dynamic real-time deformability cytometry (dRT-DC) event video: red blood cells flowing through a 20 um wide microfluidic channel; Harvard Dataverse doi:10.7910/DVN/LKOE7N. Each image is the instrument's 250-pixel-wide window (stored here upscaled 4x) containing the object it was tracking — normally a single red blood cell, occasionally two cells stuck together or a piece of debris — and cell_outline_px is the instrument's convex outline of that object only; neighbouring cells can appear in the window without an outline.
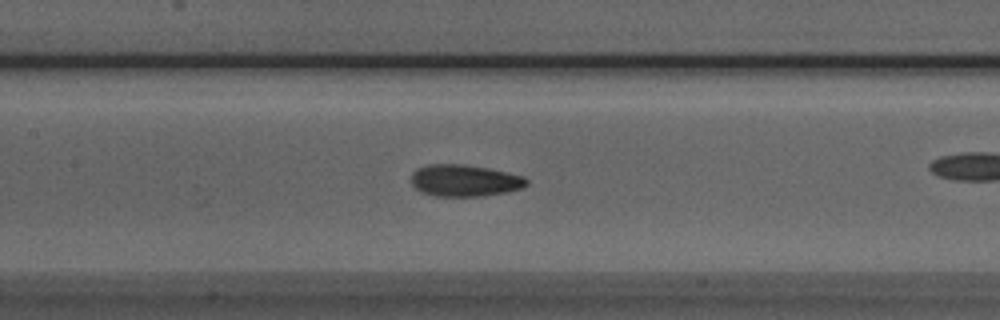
{"species": "Egyptian fruit bat (a non-hibernating species)", "species_latin": "Rousettus aegyptiacus", "temperature_condition": "room temperature", "stored_images_in_passage": 26, "camera_frame_rate_fps": 3000, "um_per_image_px": 0.085, "animal": {"sex": "male"}, "frame": {"image": 1, "passage_image": 8, "time_ms": 2.333, "image_size_px": [1000, 320], "cell_outline_px": [[528, 184], [524, 188], [508, 192], [484, 196], [436, 196], [420, 192], [412, 184], [412, 172], [416, 168], [428, 164], [464, 164], [488, 168], [524, 176], [528, 180]], "centroid_in_image_um": [39.51, 15.35], "position_along_channel_um": 167.9, "area_um2": 21.62}}